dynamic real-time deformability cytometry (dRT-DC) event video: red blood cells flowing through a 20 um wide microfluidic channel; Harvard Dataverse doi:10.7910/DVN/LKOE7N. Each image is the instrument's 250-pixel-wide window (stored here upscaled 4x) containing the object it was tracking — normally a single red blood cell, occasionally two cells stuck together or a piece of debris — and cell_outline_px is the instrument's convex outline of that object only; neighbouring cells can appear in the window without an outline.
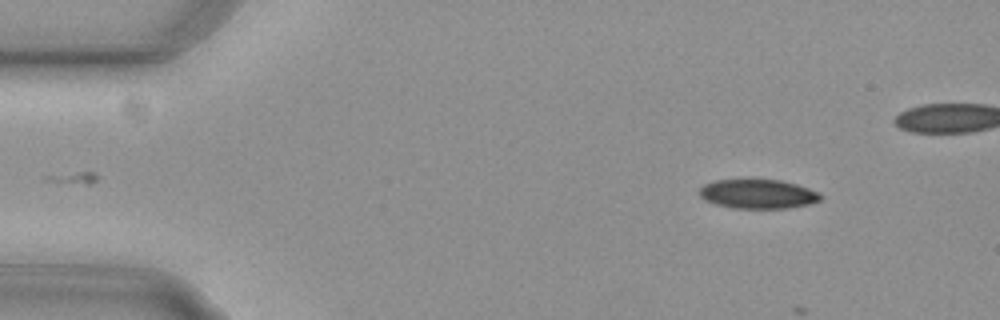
{"species": "common noctule bat (a hibernating species)", "species_latin": "Nyctalus noctula", "temperature_condition": "cold", "stored_images_in_passage": 3, "camera_frame_rate_fps": 3000, "um_per_image_px": 0.085, "animal": {"sex": "female", "body_mass_g": 29.2, "forearm_length_mm": 56.3}, "frame": {"image": 1, "passage_image": 1, "time_ms": 0.0, "image_size_px": [1000, 320], "cell_outline_px": [[820, 200], [808, 204], [784, 208], [732, 208], [716, 204], [704, 200], [700, 196], [700, 188], [704, 184], [716, 180], [780, 180], [796, 184], [820, 192]], "centroid_in_image_um": [64.4, 16.49], "position_along_channel_um": 20.6, "area_um2": 20.4}}